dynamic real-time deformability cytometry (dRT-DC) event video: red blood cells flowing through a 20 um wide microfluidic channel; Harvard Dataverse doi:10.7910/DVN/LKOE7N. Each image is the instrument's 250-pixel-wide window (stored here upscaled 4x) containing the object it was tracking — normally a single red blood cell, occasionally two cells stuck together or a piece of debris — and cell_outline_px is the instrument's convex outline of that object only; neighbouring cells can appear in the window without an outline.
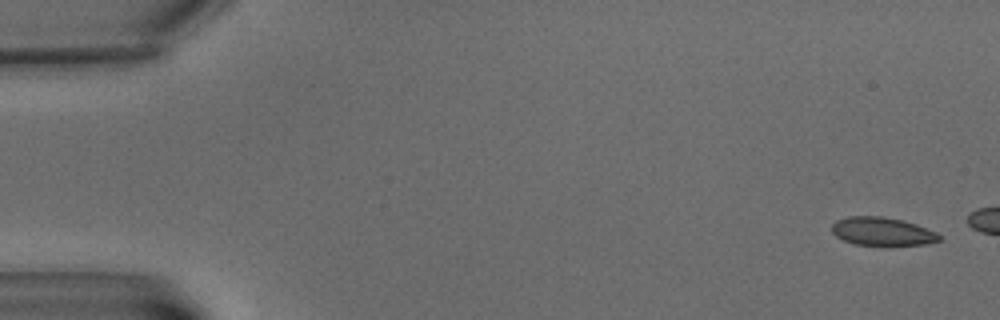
{"species": "common noctule bat (a hibernating species)", "species_latin": "Nyctalus noctula", "temperature_condition": "warm", "stored_images_in_passage": 4, "camera_frame_rate_fps": 3000, "um_per_image_px": 0.085, "animal": {"sex": "male", "body_mass_g": 15.6}, "frame": {"image": 1, "passage_image": 1, "time_ms": 0.0, "image_size_px": [1000, 320], "cell_outline_px": [[940, 240], [924, 244], [888, 248], [884, 248], [856, 244], [844, 240], [836, 236], [832, 232], [832, 224], [836, 220], [848, 216], [884, 216], [904, 220], [916, 224], [936, 232], [940, 236]], "centroid_in_image_um": [75.0, 19.71], "position_along_channel_um": 10.0, "area_um2": 18.44}}